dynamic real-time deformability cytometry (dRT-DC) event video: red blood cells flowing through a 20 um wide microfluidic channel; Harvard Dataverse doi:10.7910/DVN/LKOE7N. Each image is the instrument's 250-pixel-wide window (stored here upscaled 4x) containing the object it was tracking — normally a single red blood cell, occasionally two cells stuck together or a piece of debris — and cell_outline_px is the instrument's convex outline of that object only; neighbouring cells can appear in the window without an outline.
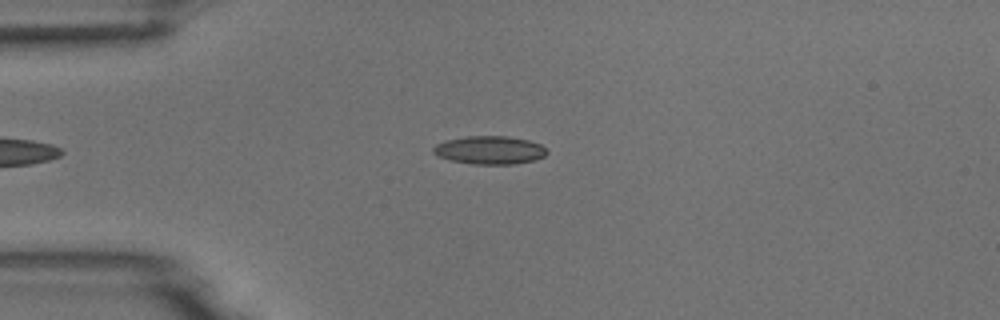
{"species": "common noctule bat (a hibernating species)", "species_latin": "Nyctalus noctula", "temperature_condition": "room temperature", "stored_images_in_passage": 38, "camera_frame_rate_fps": 3000, "um_per_image_px": 0.085, "animal": {"sex": "male", "body_mass_g": 18.8}, "frame": {"image": 1, "passage_image": 2, "time_ms": 0.333, "image_size_px": [1000, 320], "cell_outline_px": [[548, 152], [544, 156], [532, 160], [516, 164], [472, 164], [448, 160], [432, 152], [432, 148], [436, 144], [444, 140], [468, 136], [508, 136], [528, 140], [540, 144]], "centroid_in_image_um": [41.59, 12.75], "position_along_channel_um": 43.4, "area_um2": 18.67}}
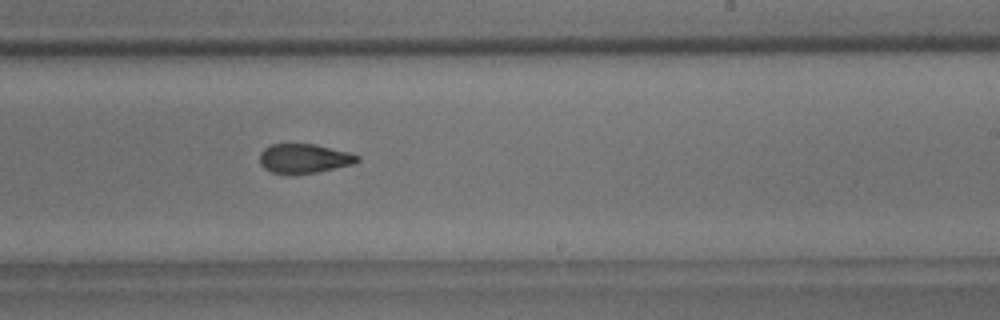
{"frame": {"image": 2, "passage_image": 21, "time_ms": 6.667, "image_size_px": [1000, 320], "cell_outline_px": [[360, 160], [352, 164], [316, 172], [292, 176], [288, 176], [272, 172], [264, 168], [260, 164], [260, 152], [264, 148], [272, 144], [316, 144], [348, 152], [360, 156]], "centroid_in_image_um": [25.81, 13.49], "position_along_channel_um": 263.2, "area_um2": 16.94}}
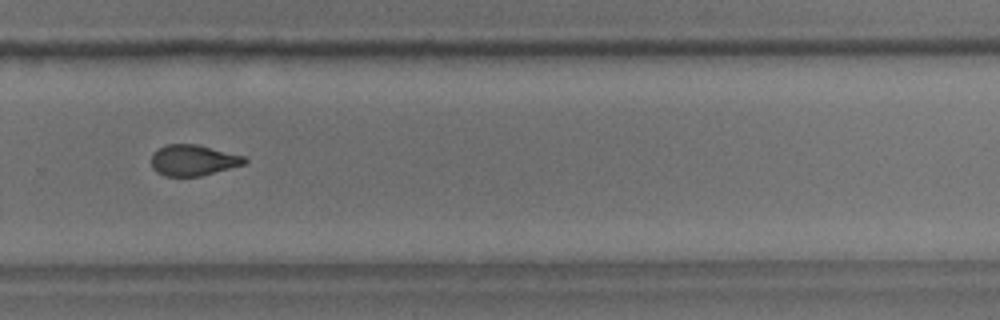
{"frame": {"image": 3, "passage_image": 25, "time_ms": 8.0, "image_size_px": [1000, 320], "cell_outline_px": [[248, 160], [244, 164], [200, 176], [164, 176], [156, 172], [152, 168], [152, 152], [168, 144], [196, 144], [244, 156]], "centroid_in_image_um": [16.39, 13.62], "position_along_channel_um": 313.4, "area_um2": 16.65}, "authors_computed_cell_mechanics": {"area_um2": 17.8313, "velocity_mm_per_s": 3.7843, "shape_relaxation_time_tau1_ms": 6.2956, "shape_relaxation_time_tau2_ms": 2.3921, "deformation_change_tau1": 0.1796, "deformation_change_tau2": 0.0956}}